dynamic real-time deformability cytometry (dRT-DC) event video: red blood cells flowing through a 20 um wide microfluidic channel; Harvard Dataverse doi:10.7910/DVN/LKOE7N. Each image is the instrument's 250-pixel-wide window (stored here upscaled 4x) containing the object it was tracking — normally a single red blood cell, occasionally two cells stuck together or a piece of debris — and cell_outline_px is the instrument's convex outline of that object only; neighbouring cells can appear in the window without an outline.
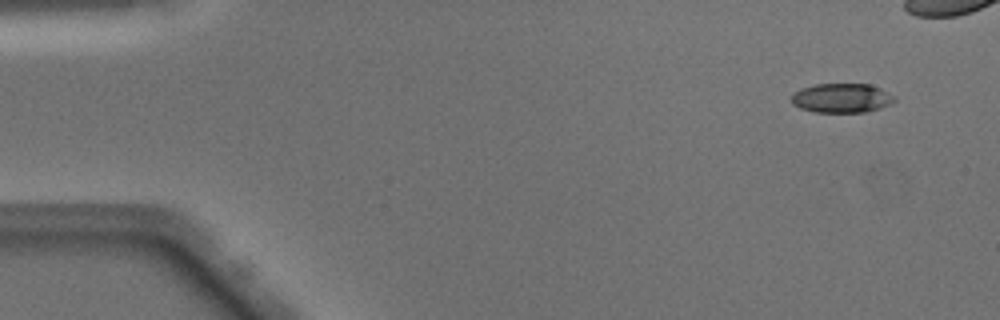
{"species": "Egyptian fruit bat (a non-hibernating species)", "species_latin": "Rousettus aegyptiacus", "temperature_condition": "warm", "stored_images_in_passage": 38, "camera_frame_rate_fps": 3000, "um_per_image_px": 0.085, "animal": {"sex": "male"}, "frame": {"image": 1, "passage_image": 1, "time_ms": 0.0, "image_size_px": [1000, 320], "cell_outline_px": [[896, 100], [880, 108], [864, 112], [812, 112], [800, 108], [792, 104], [792, 92], [800, 88], [816, 84], [872, 84], [896, 96]], "centroid_in_image_um": [71.52, 8.33], "position_along_channel_um": 13.5, "area_um2": 17.74}}
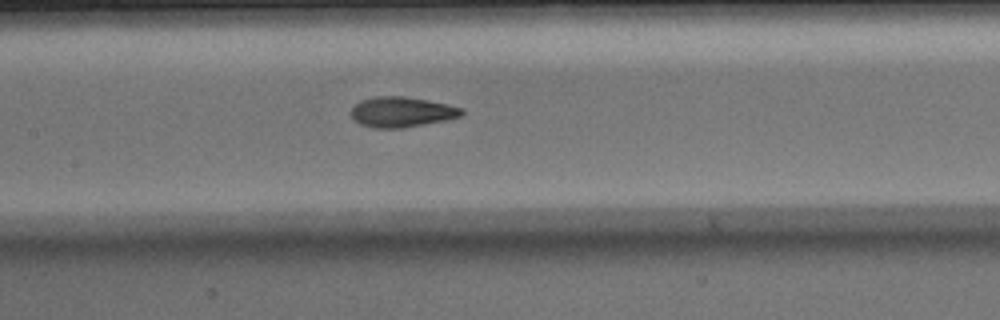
{"frame": {"image": 2, "passage_image": 21, "time_ms": 6.667, "image_size_px": [1000, 320], "cell_outline_px": [[464, 112], [460, 116], [448, 120], [404, 128], [372, 128], [360, 124], [352, 120], [348, 112], [360, 100], [372, 96], [404, 96], [428, 100], [448, 104], [464, 108]], "centroid_in_image_um": [34.11, 9.52], "position_along_channel_um": 173.3, "area_um2": 20.0}}
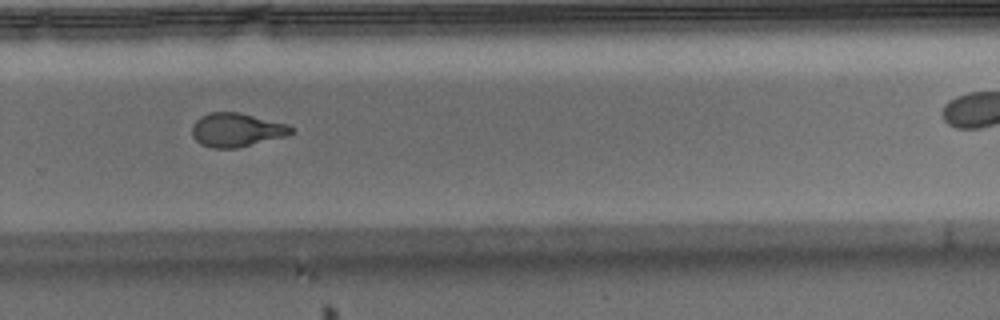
{"frame": {"image": 3, "passage_image": 31, "time_ms": 10.0, "image_size_px": [1000, 320], "cell_outline_px": [[296, 132], [288, 136], [236, 148], [212, 148], [200, 144], [192, 136], [192, 124], [200, 116], [212, 112], [240, 112], [284, 124], [292, 128]], "centroid_in_image_um": [20.08, 11.05], "position_along_channel_um": 309.7, "area_um2": 19.48}}